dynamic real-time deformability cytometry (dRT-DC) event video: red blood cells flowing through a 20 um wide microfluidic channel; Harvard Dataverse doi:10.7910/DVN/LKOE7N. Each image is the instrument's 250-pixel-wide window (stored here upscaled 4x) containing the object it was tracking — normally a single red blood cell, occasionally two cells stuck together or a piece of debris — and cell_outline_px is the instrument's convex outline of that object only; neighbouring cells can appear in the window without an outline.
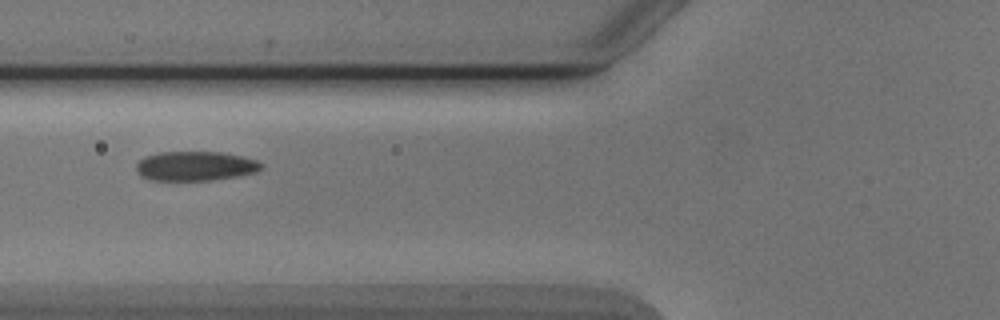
{"species": "Egyptian fruit bat (a non-hibernating species)", "species_latin": "Rousettus aegyptiacus", "temperature_condition": "cold", "stored_images_in_passage": 6, "camera_frame_rate_fps": 3000, "um_per_image_px": 0.085, "animal": {"sex": "male"}, "frame": {"image": 1, "passage_image": 4, "time_ms": 4.667, "image_size_px": [1000, 320], "cell_outline_px": [[264, 168], [256, 172], [236, 176], [212, 180], [152, 180], [140, 176], [136, 172], [136, 164], [144, 156], [160, 152], [220, 152], [244, 156], [256, 160], [264, 164]], "centroid_in_image_um": [16.61, 14.11], "position_along_channel_um": 109.2, "area_um2": 21.62}}
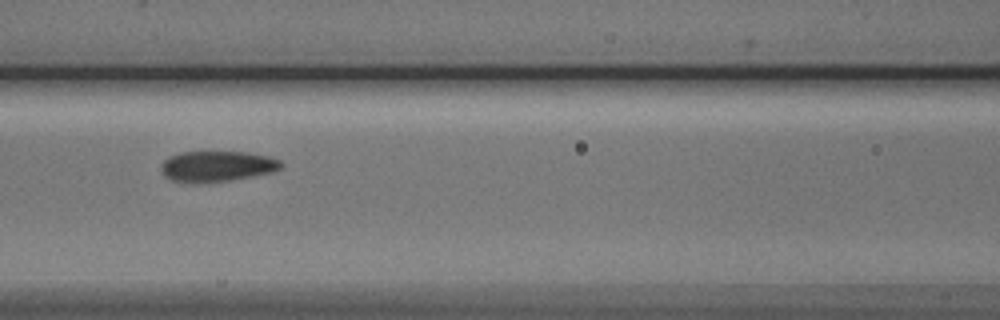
{"frame": {"image": 2, "passage_image": 5, "time_ms": 5.667, "image_size_px": [1000, 320], "cell_outline_px": [[284, 164], [276, 172], [232, 180], [172, 180], [164, 176], [160, 172], [160, 164], [168, 156], [180, 152], [248, 152], [268, 156], [280, 160]], "centroid_in_image_um": [18.49, 14.09], "position_along_channel_um": 148.1, "area_um2": 21.1}}
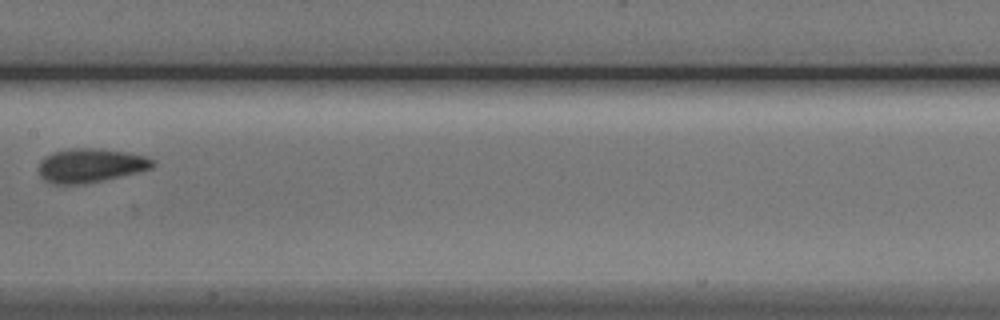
{"frame": {"image": 3, "passage_image": 6, "time_ms": 7.0, "image_size_px": [1000, 320], "cell_outline_px": [[156, 164], [152, 168], [120, 176], [84, 184], [52, 184], [44, 180], [40, 176], [36, 168], [40, 160], [44, 156], [52, 152], [68, 148], [96, 148], [124, 152], [148, 156], [156, 160]], "centroid_in_image_um": [7.65, 14.05], "position_along_channel_um": 199.8, "area_um2": 22.89}}